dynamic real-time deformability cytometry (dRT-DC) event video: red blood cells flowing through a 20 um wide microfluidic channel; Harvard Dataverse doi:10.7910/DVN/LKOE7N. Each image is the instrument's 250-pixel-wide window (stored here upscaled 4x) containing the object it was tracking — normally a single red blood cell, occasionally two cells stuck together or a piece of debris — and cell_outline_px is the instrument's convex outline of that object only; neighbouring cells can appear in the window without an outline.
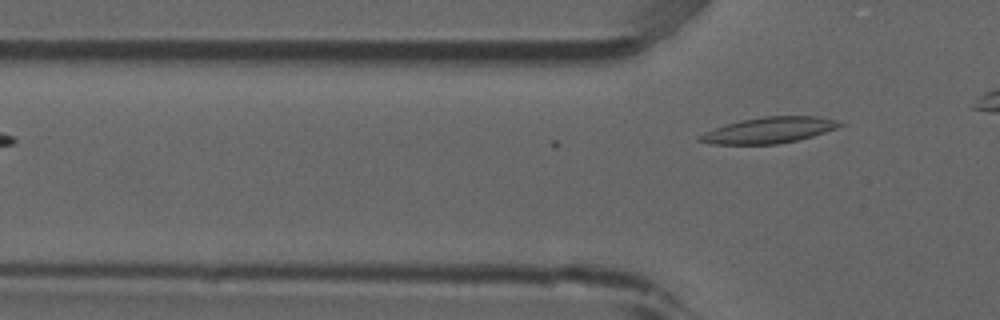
{"species": "common noctule bat (a hibernating species)", "species_latin": "Nyctalus noctula", "temperature_condition": "room temperature", "stored_images_in_passage": 4, "camera_frame_rate_fps": 3000, "um_per_image_px": 0.085, "animal": {"sex": "male", "forearm_length_mm": 52.5}, "frame": {"image": 1, "passage_image": 4, "time_ms": 1.0, "image_size_px": [1000, 320], "cell_outline_px": [[844, 124], [836, 128], [812, 136], [796, 140], [776, 144], [708, 144], [696, 140], [696, 136], [704, 132], [724, 124], [740, 120], [764, 116], [816, 116], [836, 120]], "centroid_in_image_um": [65.29, 11.06], "position_along_channel_um": 60.5, "area_um2": 21.21}}